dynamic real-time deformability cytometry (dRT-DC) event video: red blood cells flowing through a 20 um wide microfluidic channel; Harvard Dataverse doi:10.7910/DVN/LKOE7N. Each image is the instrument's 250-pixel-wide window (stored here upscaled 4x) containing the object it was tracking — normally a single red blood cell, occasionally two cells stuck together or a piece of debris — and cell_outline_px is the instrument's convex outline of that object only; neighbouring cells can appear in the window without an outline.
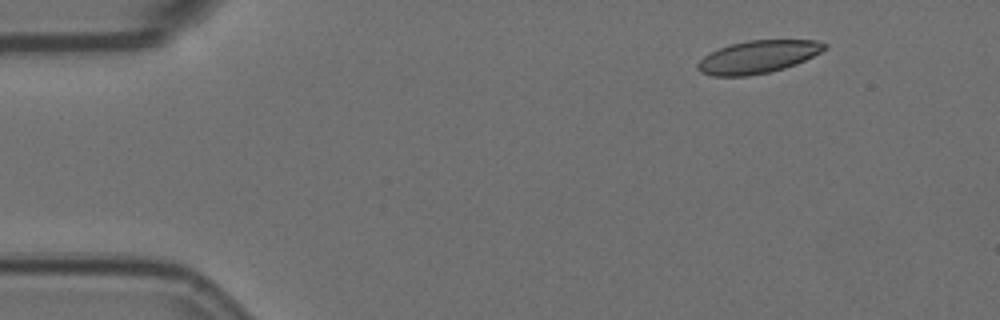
{"species": "Egyptian fruit bat (a non-hibernating species)", "species_latin": "Rousettus aegyptiacus", "temperature_condition": "room temperature", "stored_images_in_passage": 9, "camera_frame_rate_fps": 3000, "um_per_image_px": 0.085, "animal": {"sex": "female"}, "frame": {"image": 1, "passage_image": 2, "time_ms": 0.333, "image_size_px": [1000, 320], "cell_outline_px": [[828, 48], [796, 64], [784, 68], [768, 72], [748, 76], [712, 76], [700, 72], [696, 68], [696, 64], [704, 56], [720, 48], [732, 44], [748, 40], [816, 40], [828, 44]], "centroid_in_image_um": [64.42, 4.84], "position_along_channel_um": 20.6, "area_um2": 24.04}}
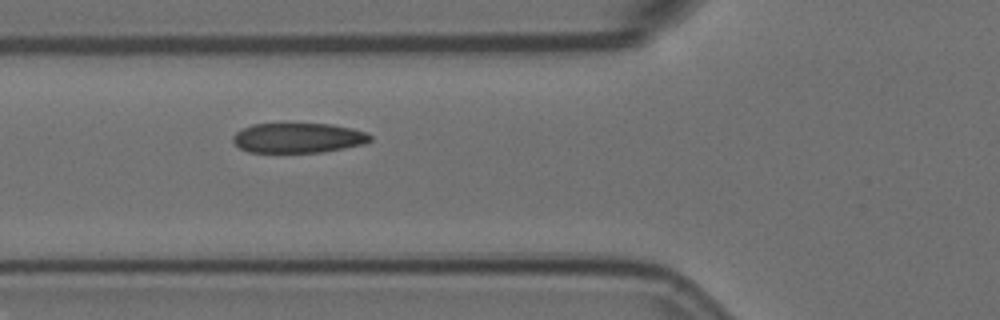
{"frame": {"image": 2, "passage_image": 6, "time_ms": 1.667, "image_size_px": [1000, 320], "cell_outline_px": [[372, 140], [364, 144], [344, 148], [320, 152], [248, 152], [240, 148], [232, 140], [232, 136], [236, 132], [252, 124], [332, 124], [352, 128], [368, 132], [372, 136]], "centroid_in_image_um": [25.37, 11.72], "position_along_channel_um": 100.4, "area_um2": 23.93}}
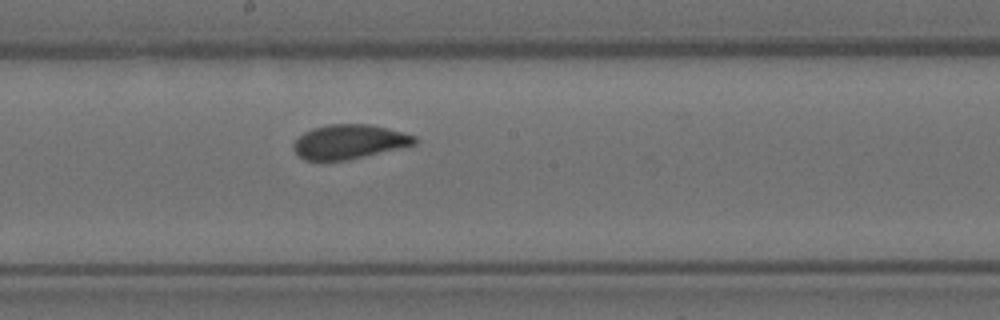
{"frame": {"image": 3, "passage_image": 9, "time_ms": 2.667, "image_size_px": [1000, 320], "cell_outline_px": [[416, 144], [348, 160], [304, 160], [292, 148], [292, 144], [304, 132], [312, 128], [328, 124], [368, 124], [388, 128], [404, 132], [416, 136]], "centroid_in_image_um": [29.68, 12.04], "position_along_channel_um": 218.5, "area_um2": 24.16}}